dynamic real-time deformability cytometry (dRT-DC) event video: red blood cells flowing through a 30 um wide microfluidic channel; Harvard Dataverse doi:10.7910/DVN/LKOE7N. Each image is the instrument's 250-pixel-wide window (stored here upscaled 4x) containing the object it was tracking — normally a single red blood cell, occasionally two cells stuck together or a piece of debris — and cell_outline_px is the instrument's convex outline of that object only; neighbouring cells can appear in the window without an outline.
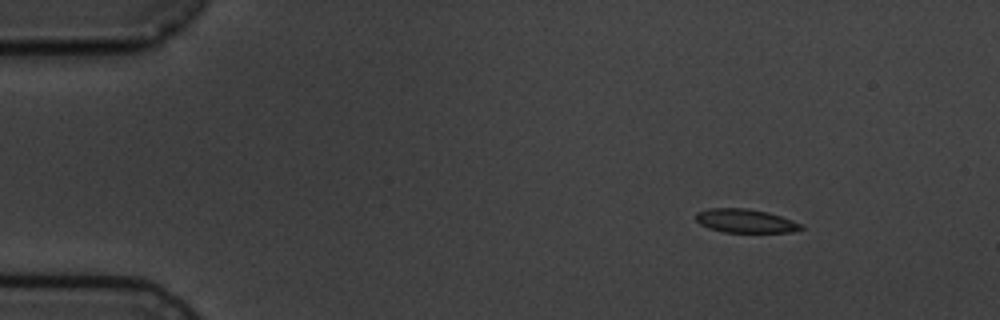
{"species": "common noctule bat (a hibernating species)", "species_latin": "Nyctalus noctula", "temperature_condition": "cold", "stored_images_in_passage": 9, "camera_frame_rate_fps": 3000, "um_per_image_px": 0.085, "animal": {"sex": "male", "body_mass_g": 19.5, "forearm_length_mm": 54.6}, "frame": {"image": 1, "passage_image": 1, "time_ms": 0.0, "image_size_px": [1000, 320], "cell_outline_px": [[804, 228], [792, 232], [724, 232], [708, 228], [700, 224], [696, 220], [696, 212], [708, 208], [748, 208], [768, 212], [804, 224]], "centroid_in_image_um": [63.36, 18.77], "position_along_channel_um": 21.6, "area_um2": 14.62}}
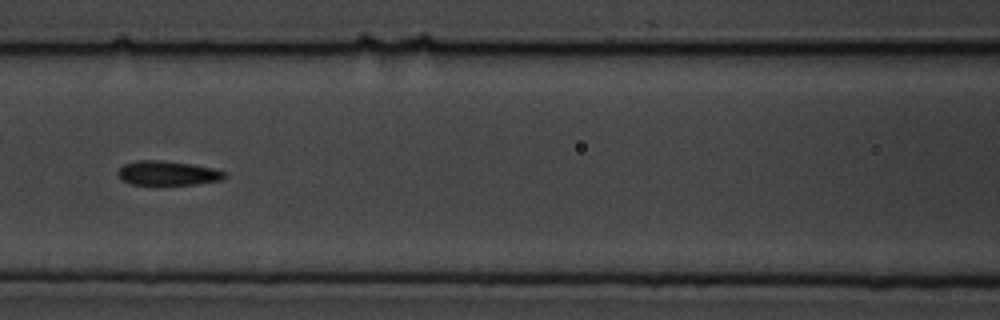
{"frame": {"image": 2, "passage_image": 6, "time_ms": 6.0, "image_size_px": [1000, 320], "cell_outline_px": [[228, 176], [220, 180], [196, 184], [132, 184], [120, 180], [116, 172], [124, 164], [136, 160], [160, 160], [192, 164], [212, 168], [228, 172]], "centroid_in_image_um": [14.25, 14.71], "position_along_channel_um": 152.4, "area_um2": 15.2}}
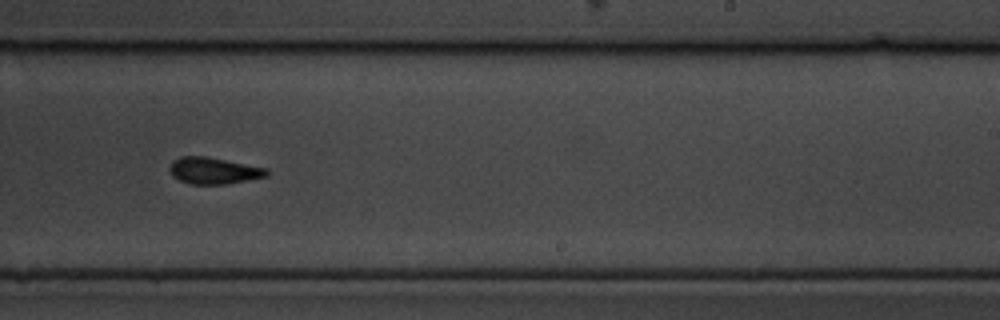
{"frame": {"image": 3, "passage_image": 9, "time_ms": 9.333, "image_size_px": [1000, 320], "cell_outline_px": [[268, 176], [228, 184], [192, 184], [180, 180], [172, 176], [168, 168], [172, 160], [180, 156], [204, 156], [268, 168]], "centroid_in_image_um": [18.14, 14.5], "position_along_channel_um": 270.9, "area_um2": 15.09}}